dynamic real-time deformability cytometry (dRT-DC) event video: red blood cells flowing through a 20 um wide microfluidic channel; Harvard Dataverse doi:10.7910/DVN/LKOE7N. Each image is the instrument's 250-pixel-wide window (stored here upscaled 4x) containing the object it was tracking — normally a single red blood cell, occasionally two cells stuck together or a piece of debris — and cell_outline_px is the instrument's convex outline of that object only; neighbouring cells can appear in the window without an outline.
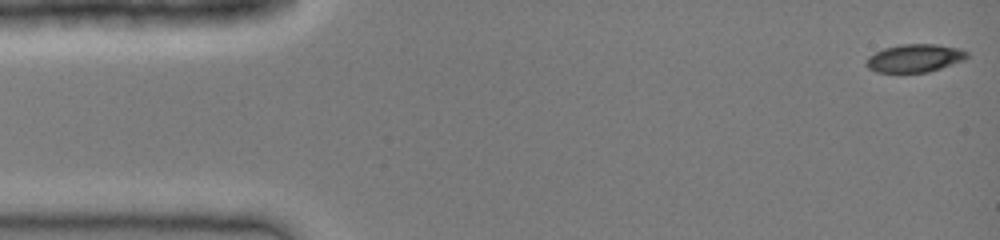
{"species": "common noctule bat (a hibernating species)", "species_latin": "Nyctalus noctula", "temperature_condition": "cold", "stored_images_in_passage": 41, "camera_frame_rate_fps": 3000, "um_per_image_px": 0.085, "animal": {"sex": "female", "body_mass_g": 19.0, "forearm_length_mm": 51.5}, "frame": {"image": 1, "passage_image": 1, "time_ms": 0.0, "image_size_px": [1000, 240], "cell_outline_px": [[968, 56], [964, 60], [928, 72], [876, 72], [868, 68], [864, 64], [868, 56], [884, 48], [900, 44], [936, 44], [960, 48], [968, 52]], "centroid_in_image_um": [77.74, 4.93], "position_along_channel_um": 7.3, "area_um2": 16.47}}
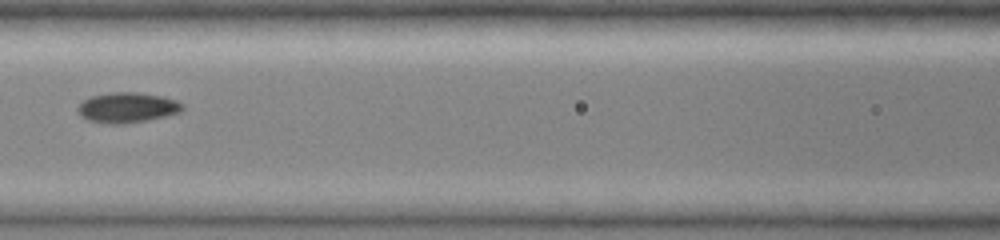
{"frame": {"image": 2, "passage_image": 18, "time_ms": 5.667, "image_size_px": [1000, 240], "cell_outline_px": [[184, 108], [180, 112], [148, 120], [124, 124], [112, 124], [88, 120], [80, 116], [76, 108], [84, 100], [92, 96], [112, 92], [136, 92], [164, 96], [176, 100], [184, 104]], "centroid_in_image_um": [10.83, 9.14], "position_along_channel_um": 155.8, "area_um2": 18.5}}
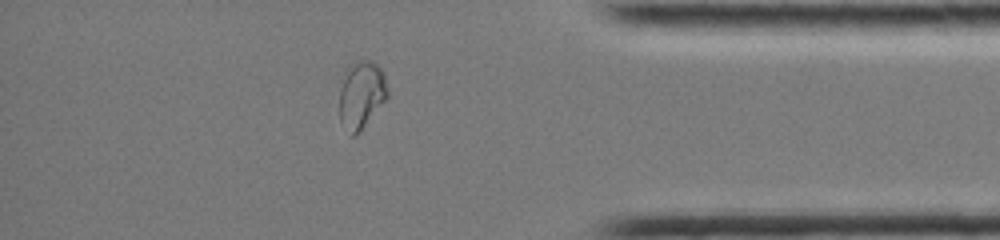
{"frame": {"image": 3, "passage_image": 35, "time_ms": 11.333, "image_size_px": [1000, 240], "cell_outline_px": [[388, 96], [360, 132], [356, 136], [352, 136], [340, 124], [340, 88], [344, 68], [348, 64], [356, 60], [372, 60], [384, 72], [388, 88]], "centroid_in_image_um": [30.7, 8.02], "position_along_channel_um": 404.5, "area_um2": 19.42}}